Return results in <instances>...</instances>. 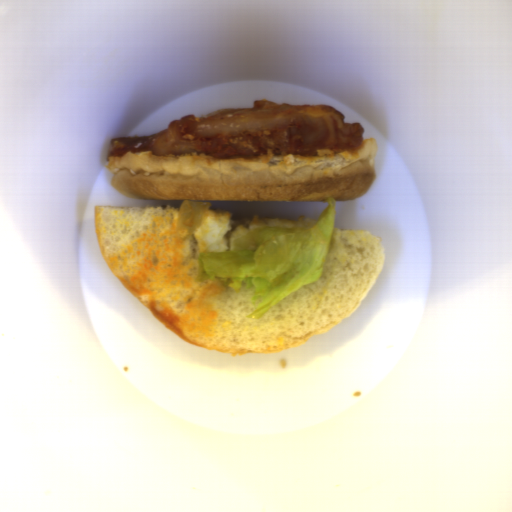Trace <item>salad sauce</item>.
<instances>
[{
    "mask_svg": "<svg viewBox=\"0 0 512 512\" xmlns=\"http://www.w3.org/2000/svg\"><path fill=\"white\" fill-rule=\"evenodd\" d=\"M378 151L377 139L363 141L356 150H345L339 153L319 157L276 156L268 161L237 160L235 162H210L208 159H185L179 157L154 156L148 152H126L124 156H110L105 168L111 171L118 169L151 173L169 172L193 176L198 174L209 177L203 168H212L227 175H233L235 165H245L254 170H270L277 174H291L301 166L324 165L330 163L332 168L339 170L363 159L373 163Z\"/></svg>",
    "mask_w": 512,
    "mask_h": 512,
    "instance_id": "obj_1",
    "label": "salad sauce"
}]
</instances>
